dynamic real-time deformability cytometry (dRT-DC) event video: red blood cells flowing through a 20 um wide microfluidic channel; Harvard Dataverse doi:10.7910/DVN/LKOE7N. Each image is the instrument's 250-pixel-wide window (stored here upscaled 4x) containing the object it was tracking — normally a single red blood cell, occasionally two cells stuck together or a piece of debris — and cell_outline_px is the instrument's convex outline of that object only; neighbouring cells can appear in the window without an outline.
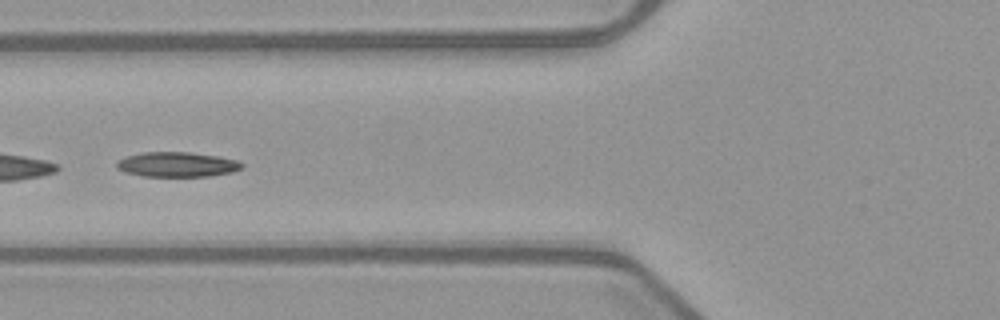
{"species": "common noctule bat (a hibernating species)", "species_latin": "Nyctalus noctula", "temperature_condition": "warm", "stored_images_in_passage": 43, "segment_of_instrument_passage": [2, 2], "camera_frame_rate_fps": 3000, "um_per_image_px": 0.085, "animal": {"sex": "female", "body_mass_g": 21.9}, "frame": {"image": 1, "passage_image": 13, "time_ms": 4.0, "image_size_px": [1000, 320], "cell_outline_px": [[244, 168], [232, 172], [212, 176], [144, 176], [124, 172], [116, 168], [116, 160], [124, 156], [144, 152], [188, 152], [220, 156], [236, 160], [244, 164]], "centroid_in_image_um": [15.04, 13.97], "position_along_channel_um": 110.8, "area_um2": 18.38}}
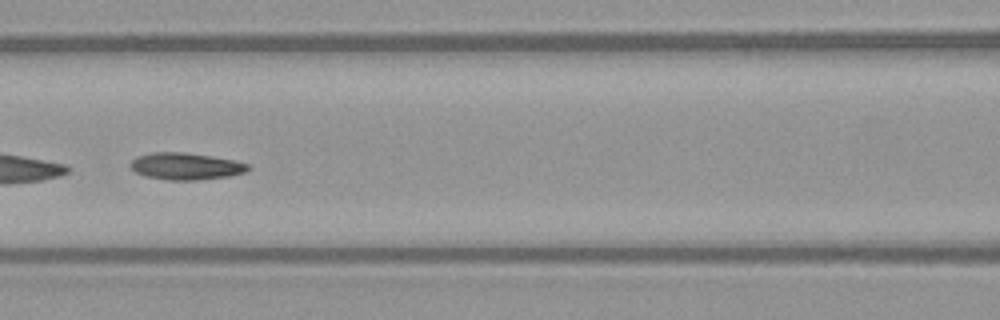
{"frame": {"image": 2, "passage_image": 16, "time_ms": 5.0, "image_size_px": [1000, 320], "cell_outline_px": [[252, 168], [244, 172], [228, 176], [196, 180], [164, 180], [148, 176], [136, 172], [128, 164], [136, 156], [152, 152], [184, 152], [232, 160], [248, 164]], "centroid_in_image_um": [15.75, 14.13], "position_along_channel_um": 150.8, "area_um2": 18.26}}
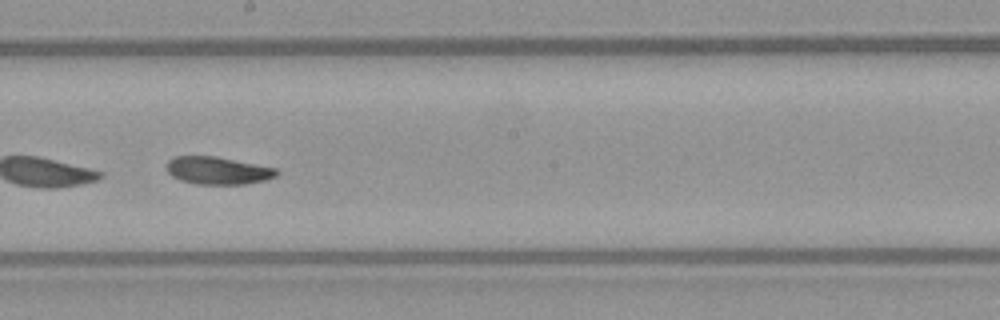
{"frame": {"image": 3, "passage_image": 22, "time_ms": 7.0, "image_size_px": [1000, 320], "cell_outline_px": [[280, 172], [276, 176], [264, 180], [244, 184], [196, 184], [180, 180], [172, 176], [168, 172], [168, 160], [172, 156], [216, 156], [276, 168]], "centroid_in_image_um": [18.51, 14.49], "position_along_channel_um": 229.7, "area_um2": 17.63}}